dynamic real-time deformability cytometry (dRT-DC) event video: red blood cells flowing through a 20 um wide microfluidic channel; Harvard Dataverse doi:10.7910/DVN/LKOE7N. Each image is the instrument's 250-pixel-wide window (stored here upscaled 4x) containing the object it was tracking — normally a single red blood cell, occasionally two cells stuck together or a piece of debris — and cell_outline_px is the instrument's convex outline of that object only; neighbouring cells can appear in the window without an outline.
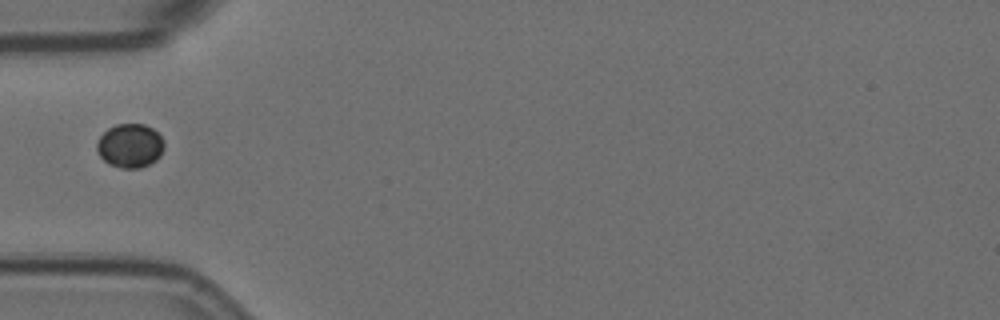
{"species": "Egyptian fruit bat (a non-hibernating species)", "species_latin": "Rousettus aegyptiacus", "temperature_condition": "room temperature", "stored_images_in_passage": 13, "camera_frame_rate_fps": 3000, "um_per_image_px": 0.085, "animal": {"sex": "female"}, "frame": {"image": 1, "passage_image": 5, "time_ms": 1.333, "image_size_px": [1000, 320], "cell_outline_px": [[164, 148], [160, 156], [156, 160], [140, 168], [120, 168], [108, 164], [100, 156], [96, 148], [96, 144], [100, 136], [108, 128], [116, 124], [144, 124], [152, 128], [164, 140]], "centroid_in_image_um": [11.05, 12.39], "position_along_channel_um": 74.0, "area_um2": 17.28}}
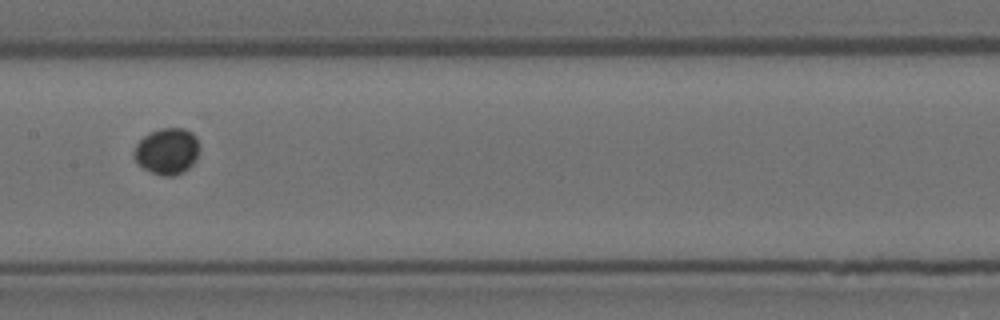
{"frame": {"image": 2, "passage_image": 8, "time_ms": 2.333, "image_size_px": [1000, 320], "cell_outline_px": [[200, 148], [196, 160], [184, 172], [172, 176], [164, 176], [152, 172], [144, 168], [136, 160], [136, 144], [148, 132], [160, 128], [184, 128], [192, 132], [196, 136], [200, 144]], "centroid_in_image_um": [14.26, 12.83], "position_along_channel_um": 193.1, "area_um2": 17.63}}
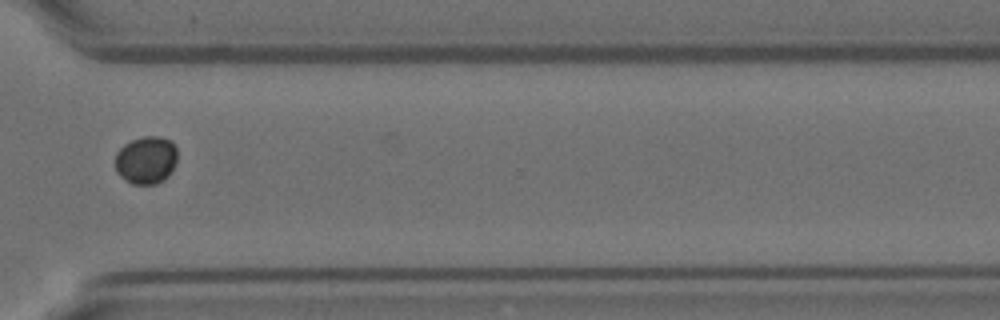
{"frame": {"image": 3, "passage_image": 12, "time_ms": 3.667, "image_size_px": [1000, 320], "cell_outline_px": [[176, 160], [168, 176], [164, 180], [156, 184], [132, 184], [124, 180], [116, 172], [116, 152], [124, 144], [132, 140], [144, 136], [160, 136], [168, 140], [176, 148]], "centroid_in_image_um": [12.39, 13.62], "position_along_channel_um": 358.2, "area_um2": 17.22}}